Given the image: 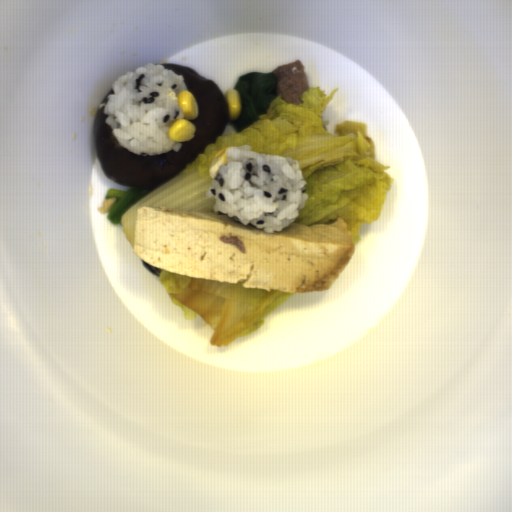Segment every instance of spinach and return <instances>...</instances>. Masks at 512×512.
Wrapping results in <instances>:
<instances>
[{"instance_id":"obj_1","label":"spinach","mask_w":512,"mask_h":512,"mask_svg":"<svg viewBox=\"0 0 512 512\" xmlns=\"http://www.w3.org/2000/svg\"><path fill=\"white\" fill-rule=\"evenodd\" d=\"M241 100V114L232 120L237 133L246 129L267 113L270 104L278 97L277 81L273 73L249 72L237 77L234 86Z\"/></svg>"},{"instance_id":"obj_2","label":"spinach","mask_w":512,"mask_h":512,"mask_svg":"<svg viewBox=\"0 0 512 512\" xmlns=\"http://www.w3.org/2000/svg\"><path fill=\"white\" fill-rule=\"evenodd\" d=\"M158 188V187H156ZM156 188L130 187L128 190L110 188L106 190L104 198L115 199L107 212V218L112 224H122L121 216L133 207L146 194Z\"/></svg>"},{"instance_id":"obj_3","label":"spinach","mask_w":512,"mask_h":512,"mask_svg":"<svg viewBox=\"0 0 512 512\" xmlns=\"http://www.w3.org/2000/svg\"><path fill=\"white\" fill-rule=\"evenodd\" d=\"M142 265L148 270L150 271L152 274H154L155 276L159 277L160 278V275L161 273L163 272L164 269H161V268H158V267H155V266H152L150 264H148L147 262L143 261L142 260Z\"/></svg>"}]
</instances>
